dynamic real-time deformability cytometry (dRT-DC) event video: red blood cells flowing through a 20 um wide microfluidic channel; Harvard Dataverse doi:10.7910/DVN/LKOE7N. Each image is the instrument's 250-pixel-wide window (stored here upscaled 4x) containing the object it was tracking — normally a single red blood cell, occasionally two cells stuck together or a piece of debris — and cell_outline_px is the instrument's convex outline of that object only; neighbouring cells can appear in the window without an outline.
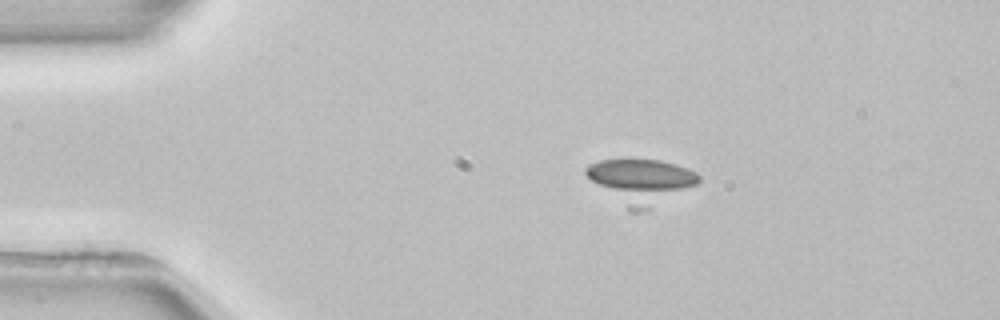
{"species": "common noctule bat (a hibernating species)", "species_latin": "Nyctalus noctula", "temperature_condition": "room temperature", "stored_images_in_passage": 4, "camera_frame_rate_fps": 3000, "um_per_image_px": 0.085, "animal": {"sex": "female", "body_mass_g": 22.7, "forearm_length_mm": 54.2}, "frame": {"image": 1, "passage_image": 2, "time_ms": 1.333, "image_size_px": [1000, 320], "cell_outline_px": [[700, 180], [696, 184], [640, 212], [628, 212], [592, 180], [584, 172], [592, 164], [600, 160], [660, 160], [676, 164], [688, 168], [696, 172], [700, 176]], "centroid_in_image_um": [54.49, 15.41], "position_along_channel_um": 30.5, "area_um2": 28.5}}
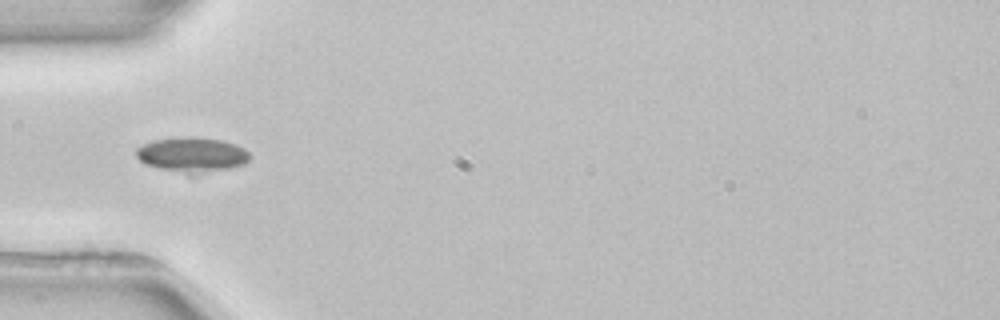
{"frame": {"image": 2, "passage_image": 4, "time_ms": 3.667, "image_size_px": [1000, 320], "cell_outline_px": [[252, 156], [244, 164], [228, 168], [192, 176], [188, 176], [144, 164], [136, 156], [136, 148], [144, 144], [156, 140], [184, 136], [188, 136], [220, 140], [236, 144], [244, 148]], "centroid_in_image_um": [16.32, 13.18], "position_along_channel_um": 68.7, "area_um2": 23.41}}